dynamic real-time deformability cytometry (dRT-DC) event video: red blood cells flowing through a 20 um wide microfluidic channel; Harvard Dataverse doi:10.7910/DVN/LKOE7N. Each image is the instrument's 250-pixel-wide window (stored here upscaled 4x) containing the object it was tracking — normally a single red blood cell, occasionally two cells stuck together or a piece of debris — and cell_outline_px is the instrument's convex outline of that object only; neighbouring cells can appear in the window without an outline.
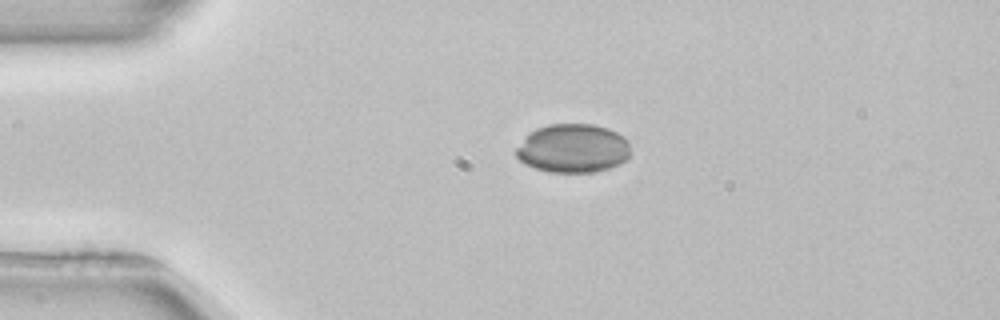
{"species": "common noctule bat (a hibernating species)", "species_latin": "Nyctalus noctula", "temperature_condition": "room temperature", "stored_images_in_passage": 42, "camera_frame_rate_fps": 3000, "um_per_image_px": 0.085, "animal": {"sex": "female", "body_mass_g": 22.7, "forearm_length_mm": 54.2}, "frame": {"image": 1, "passage_image": 1, "time_ms": 0.0, "image_size_px": [1000, 320], "cell_outline_px": [[632, 152], [620, 164], [596, 172], [548, 172], [524, 164], [516, 156], [516, 148], [536, 128], [548, 124], [592, 124], [608, 128], [624, 136], [628, 140]], "centroid_in_image_um": [48.74, 12.61], "position_along_channel_um": 36.3, "area_um2": 32.54}}
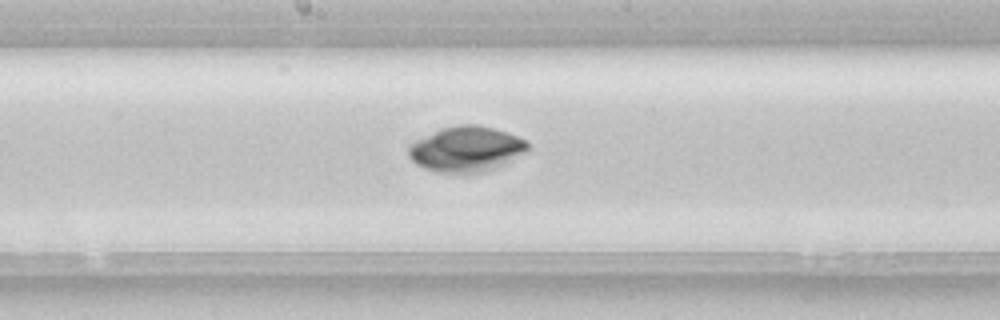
{"frame": {"image": 2, "passage_image": 17, "time_ms": 5.333, "image_size_px": [1000, 320], "cell_outline_px": [[528, 148], [524, 152], [496, 168], [480, 172], [436, 172], [424, 168], [416, 164], [408, 156], [408, 144], [416, 140], [444, 128], [460, 124], [476, 124], [492, 128], [528, 140]], "centroid_in_image_um": [39.6, 12.67], "position_along_channel_um": 208.6, "area_um2": 30.98}}
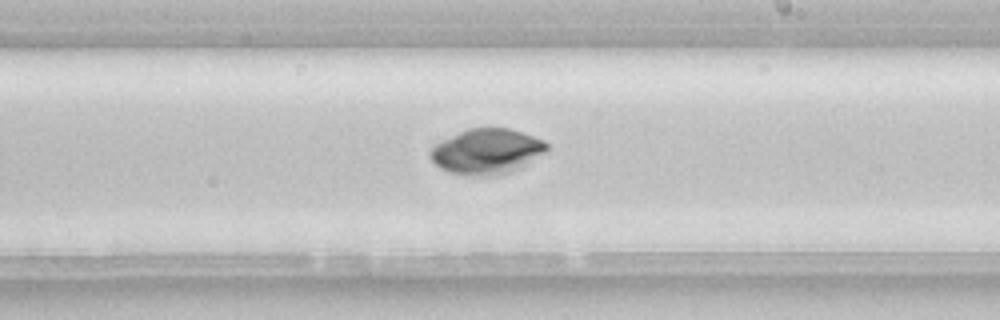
{"frame": {"image": 3, "passage_image": 20, "time_ms": 6.333, "image_size_px": [1000, 320], "cell_outline_px": [[548, 148], [544, 152], [520, 168], [504, 172], [484, 176], [448, 172], [440, 168], [428, 156], [428, 152], [440, 140], [468, 128], [508, 128], [544, 140], [548, 144]], "centroid_in_image_um": [41.33, 12.85], "position_along_channel_um": 247.7, "area_um2": 30.29}}